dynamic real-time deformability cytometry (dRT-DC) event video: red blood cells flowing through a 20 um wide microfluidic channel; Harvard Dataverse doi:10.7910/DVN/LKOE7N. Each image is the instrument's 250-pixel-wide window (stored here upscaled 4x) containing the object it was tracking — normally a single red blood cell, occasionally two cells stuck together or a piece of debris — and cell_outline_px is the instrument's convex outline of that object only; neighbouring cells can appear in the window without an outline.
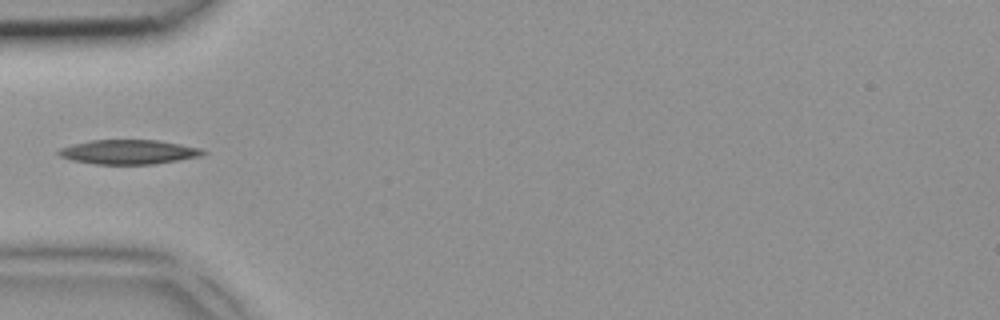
{"species": "common noctule bat (a hibernating species)", "species_latin": "Nyctalus noctula", "temperature_condition": "room temperature", "stored_images_in_passage": 4, "camera_frame_rate_fps": 3000, "um_per_image_px": 0.085, "animal": {"sex": "female", "body_mass_g": 18.4}, "frame": {"image": 1, "passage_image": 4, "time_ms": 1.0, "image_size_px": [1000, 320], "cell_outline_px": [[208, 152], [204, 156], [156, 164], [96, 164], [72, 160], [60, 156], [56, 152], [60, 148], [72, 144], [92, 140], [156, 140], [204, 148]], "centroid_in_image_um": [11.0, 12.92], "position_along_channel_um": 74.0, "area_um2": 20.75}}